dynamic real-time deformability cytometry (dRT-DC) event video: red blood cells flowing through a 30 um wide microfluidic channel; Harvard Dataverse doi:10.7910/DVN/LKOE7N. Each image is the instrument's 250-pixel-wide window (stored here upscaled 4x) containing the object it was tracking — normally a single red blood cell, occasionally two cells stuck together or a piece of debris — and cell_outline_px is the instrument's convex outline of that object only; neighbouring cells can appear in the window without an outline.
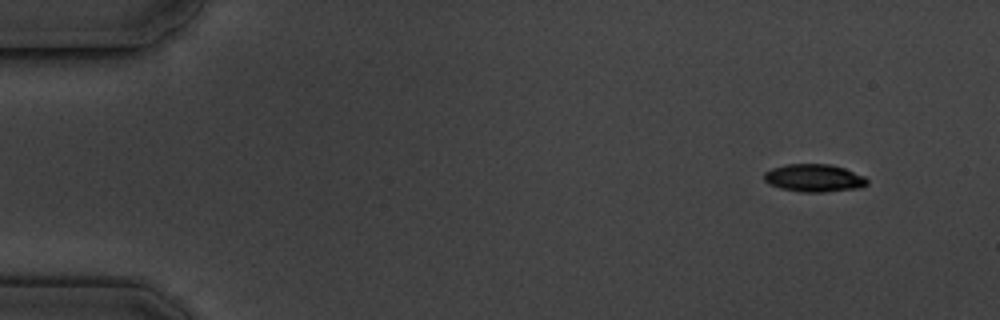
{"species": "common noctule bat (a hibernating species)", "species_latin": "Nyctalus noctula", "temperature_condition": "cold", "stored_images_in_passage": 5, "camera_frame_rate_fps": 3000, "um_per_image_px": 0.085, "animal": {"sex": "male", "body_mass_g": 19.5, "forearm_length_mm": 54.6}, "frame": {"image": 1, "passage_image": 1, "time_ms": 0.0, "image_size_px": [1000, 320], "cell_outline_px": [[868, 184], [860, 188], [824, 192], [800, 192], [780, 188], [768, 184], [764, 180], [764, 172], [772, 168], [788, 164], [832, 164], [844, 168], [864, 176], [868, 180]], "centroid_in_image_um": [69.19, 15.13], "position_along_channel_um": 15.8, "area_um2": 16.76}}
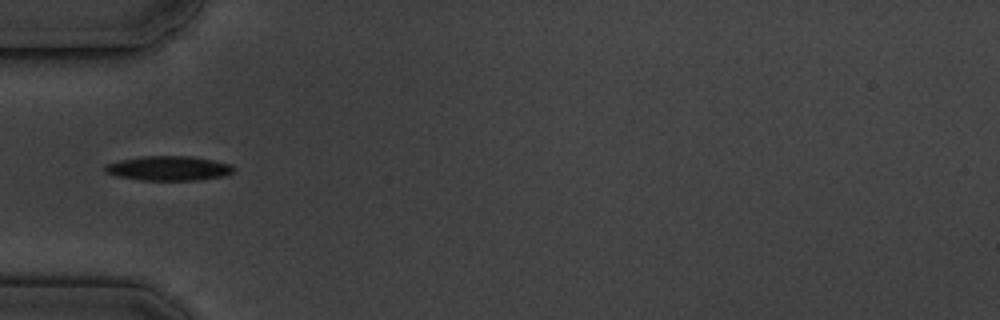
{"frame": {"image": 2, "passage_image": 5, "time_ms": 4.667, "image_size_px": [1000, 320], "cell_outline_px": [[236, 168], [232, 172], [220, 176], [196, 180], [140, 180], [116, 176], [104, 172], [104, 164], [120, 160], [140, 156], [192, 156], [232, 164]], "centroid_in_image_um": [14.28, 14.3], "position_along_channel_um": 70.7, "area_um2": 18.44}}